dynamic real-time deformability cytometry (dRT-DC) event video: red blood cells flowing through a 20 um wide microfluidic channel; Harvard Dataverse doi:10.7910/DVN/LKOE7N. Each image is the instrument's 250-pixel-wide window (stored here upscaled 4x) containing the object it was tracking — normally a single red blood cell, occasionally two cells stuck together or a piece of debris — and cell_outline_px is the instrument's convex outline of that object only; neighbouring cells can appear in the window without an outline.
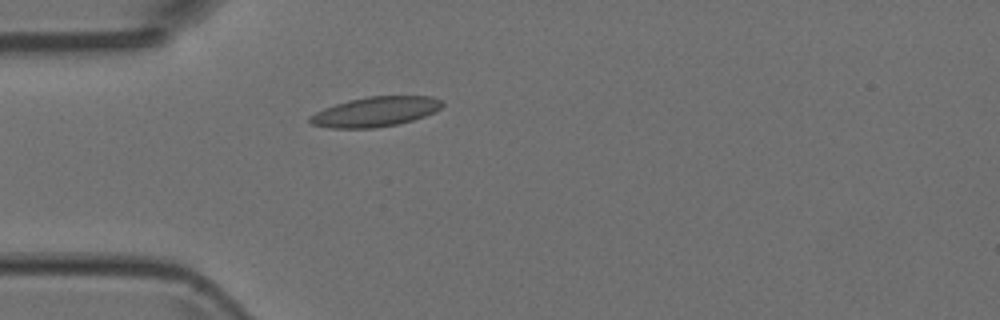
{"species": "Egyptian fruit bat (a non-hibernating species)", "species_latin": "Rousettus aegyptiacus", "temperature_condition": "room temperature", "stored_images_in_passage": 4, "camera_frame_rate_fps": 3000, "um_per_image_px": 0.085, "animal": {"sex": "female"}, "frame": {"image": 1, "passage_image": 4, "time_ms": 1.0, "image_size_px": [1000, 320], "cell_outline_px": [[444, 104], [440, 108], [424, 116], [412, 120], [396, 124], [372, 128], [328, 128], [312, 124], [308, 120], [308, 116], [324, 108], [348, 100], [368, 96], [432, 96], [444, 100]], "centroid_in_image_um": [31.9, 9.49], "position_along_channel_um": 53.1, "area_um2": 22.95}}